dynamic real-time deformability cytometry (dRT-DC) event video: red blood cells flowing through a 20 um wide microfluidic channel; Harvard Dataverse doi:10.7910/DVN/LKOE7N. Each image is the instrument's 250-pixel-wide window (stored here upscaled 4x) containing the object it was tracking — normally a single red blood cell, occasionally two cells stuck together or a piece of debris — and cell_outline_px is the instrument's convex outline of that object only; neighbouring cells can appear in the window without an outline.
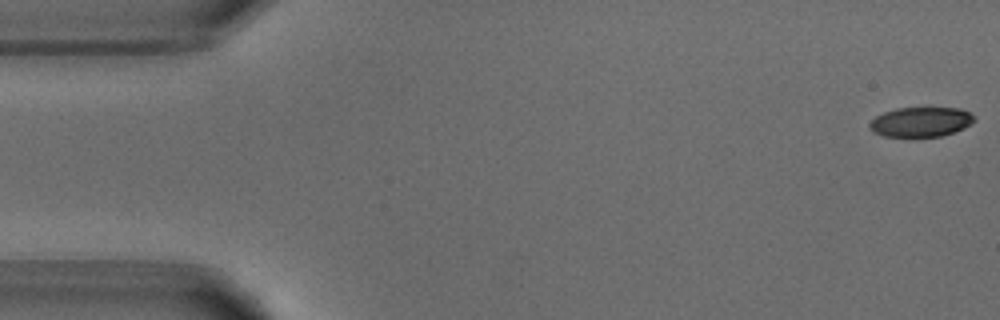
{"species": "common noctule bat (a hibernating species)", "species_latin": "Nyctalus noctula", "temperature_condition": "warm", "stored_images_in_passage": 12, "camera_frame_rate_fps": 3000, "um_per_image_px": 0.085, "animal": {"sex": "male", "body_mass_g": 18.8}, "frame": {"image": 1, "passage_image": 1, "time_ms": 0.0, "image_size_px": [1000, 320], "cell_outline_px": [[976, 120], [964, 128], [940, 136], [884, 136], [872, 132], [868, 128], [868, 124], [876, 116], [884, 112], [896, 108], [928, 104], [960, 108], [968, 112]], "centroid_in_image_um": [78.26, 10.29], "position_along_channel_um": 6.7, "area_um2": 18.9}}